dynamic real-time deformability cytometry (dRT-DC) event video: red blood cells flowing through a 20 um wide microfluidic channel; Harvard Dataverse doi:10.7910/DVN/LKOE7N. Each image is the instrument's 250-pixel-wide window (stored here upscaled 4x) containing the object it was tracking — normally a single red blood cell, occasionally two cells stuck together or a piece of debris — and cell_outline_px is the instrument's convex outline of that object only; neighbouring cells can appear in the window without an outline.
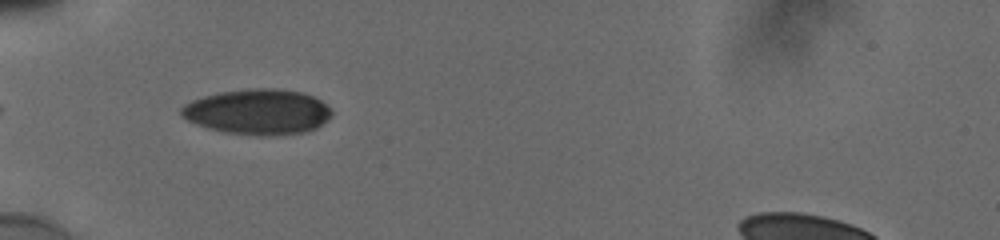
{"species": "human", "species_latin": "Homo sapiens", "temperature_condition": "cold", "stored_images_in_passage": 36, "camera_frame_rate_fps": 3000, "um_per_image_px": 0.085, "donor": {"sex": "male"}, "frame": {"image": 1, "passage_image": 1, "time_ms": 0.0, "image_size_px": [1000, 240], "cell_outline_px": [[332, 112], [316, 128], [304, 132], [260, 136], [228, 132], [208, 128], [196, 124], [180, 116], [180, 108], [184, 104], [192, 100], [204, 96], [220, 92], [256, 88], [272, 88], [300, 92], [312, 96], [320, 100]], "centroid_in_image_um": [21.85, 9.5], "position_along_channel_um": 63.2, "area_um2": 39.19}}
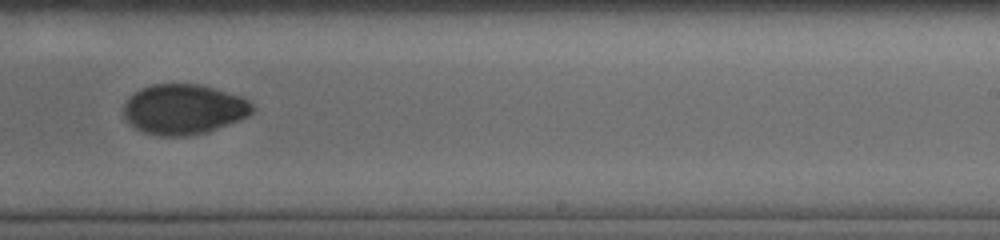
{"frame": {"image": 2, "passage_image": 18, "time_ms": 5.667, "image_size_px": [1000, 240], "cell_outline_px": [[256, 108], [248, 116], [240, 120], [208, 132], [188, 136], [160, 136], [144, 132], [136, 128], [124, 116], [124, 104], [140, 88], [152, 84], [200, 84], [244, 96]], "centroid_in_image_um": [15.68, 9.29], "position_along_channel_um": 273.3, "area_um2": 37.74}}
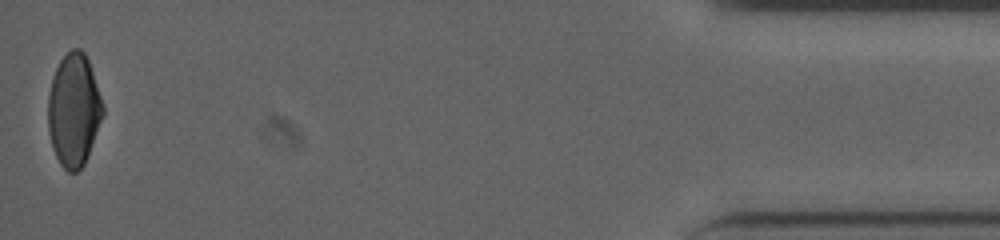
{"frame": {"image": 3, "passage_image": 36, "time_ms": 11.667, "image_size_px": [1000, 240], "cell_outline_px": [[104, 112], [84, 164], [76, 172], [68, 172], [60, 164], [52, 148], [48, 128], [48, 96], [52, 80], [56, 68], [60, 60], [72, 48], [80, 48], [84, 52], [88, 60], [104, 108]], "centroid_in_image_um": [6.25, 9.36], "position_along_channel_um": 428.9, "area_um2": 35.55}, "authors_computed_cell_mechanics": {"area_um2": 37.4255, "velocity_mm_per_s": 3.8758, "shape_relaxation_time_tau1_ms": 5.0663, "shape_relaxation_time_tau2_ms": 3.4223, "deformation_change_tau1": 0.1213, "deformation_change_tau2": 0.0438}}